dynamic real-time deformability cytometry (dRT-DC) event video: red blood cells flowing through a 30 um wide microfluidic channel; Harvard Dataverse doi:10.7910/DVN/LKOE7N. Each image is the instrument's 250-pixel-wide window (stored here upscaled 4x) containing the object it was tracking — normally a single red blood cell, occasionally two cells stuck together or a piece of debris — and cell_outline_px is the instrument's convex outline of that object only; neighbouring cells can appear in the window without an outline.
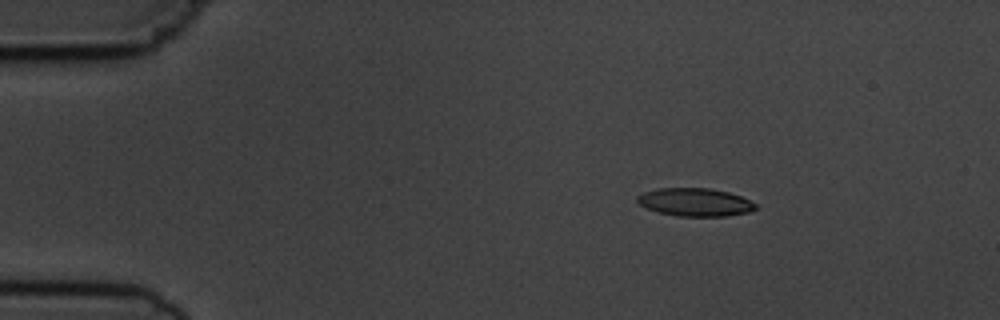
{"species": "common noctule bat (a hibernating species)", "species_latin": "Nyctalus noctula", "temperature_condition": "cold", "stored_images_in_passage": 4, "camera_frame_rate_fps": 3000, "um_per_image_px": 0.085, "animal": {"sex": "male", "body_mass_g": 19.5, "forearm_length_mm": 54.6}, "frame": {"image": 1, "passage_image": 3, "time_ms": 2.333, "image_size_px": [1000, 320], "cell_outline_px": [[756, 208], [748, 212], [728, 216], [676, 216], [660, 212], [648, 208], [640, 204], [636, 200], [636, 196], [644, 192], [656, 188], [708, 188], [728, 192], [740, 196], [756, 204]], "centroid_in_image_um": [59.06, 17.18], "position_along_channel_um": 25.9, "area_um2": 19.19}}